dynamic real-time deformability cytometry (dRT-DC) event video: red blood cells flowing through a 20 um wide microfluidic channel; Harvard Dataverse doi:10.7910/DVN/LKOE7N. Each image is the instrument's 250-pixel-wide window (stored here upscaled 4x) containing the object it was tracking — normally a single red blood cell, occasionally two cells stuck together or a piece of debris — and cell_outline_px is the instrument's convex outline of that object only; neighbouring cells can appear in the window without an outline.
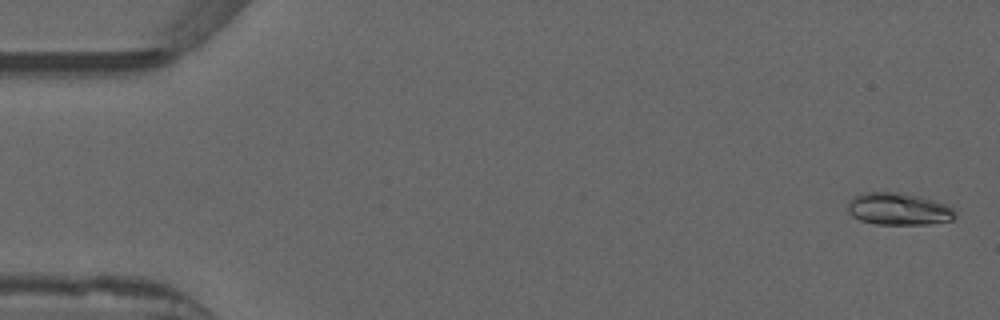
{"species": "common noctule bat (a hibernating species)", "species_latin": "Nyctalus noctula", "temperature_condition": "warm", "stored_images_in_passage": 53, "camera_frame_rate_fps": 3000, "um_per_image_px": 0.085, "animal": {"sex": "male", "forearm_length_mm": 52.5}, "frame": {"image": 1, "passage_image": 2, "time_ms": 0.333, "image_size_px": [1000, 320], "cell_outline_px": [[956, 216], [952, 220], [928, 224], [876, 224], [860, 220], [852, 216], [848, 212], [848, 200], [864, 192], [896, 192], [920, 196], [952, 204], [956, 212]], "centroid_in_image_um": [76.43, 17.76], "position_along_channel_um": 8.6, "area_um2": 20.46}}
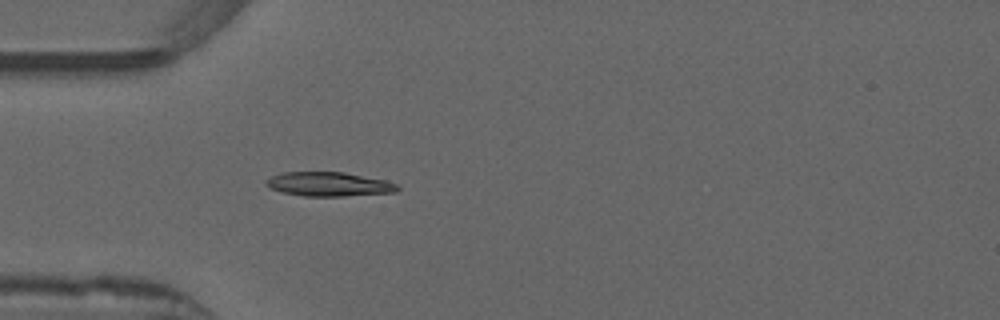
{"frame": {"image": 2, "passage_image": 16, "time_ms": 5.0, "image_size_px": [1000, 320], "cell_outline_px": [[400, 188], [396, 192], [344, 196], [304, 196], [284, 192], [272, 188], [264, 184], [264, 180], [272, 176], [284, 172], [344, 172], [388, 180], [396, 184]], "centroid_in_image_um": [27.99, 15.65], "position_along_channel_um": 57.0, "area_um2": 18.5}}
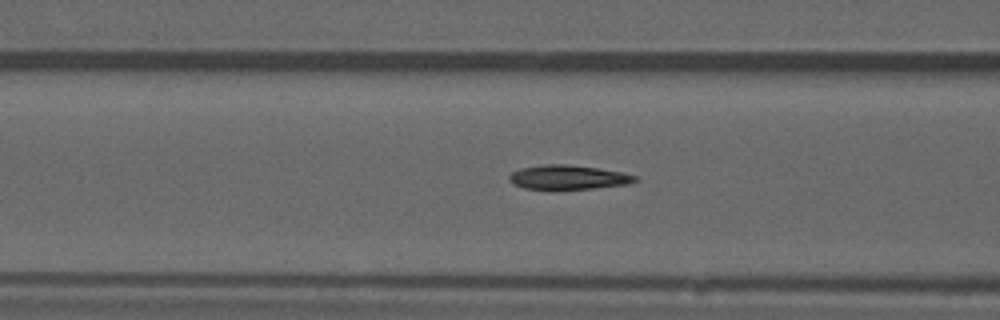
{"frame": {"image": 3, "passage_image": 21, "time_ms": 6.667, "image_size_px": [1000, 320], "cell_outline_px": [[636, 180], [628, 184], [592, 188], [552, 192], [524, 188], [512, 184], [508, 180], [508, 176], [512, 172], [520, 168], [544, 164], [568, 164], [624, 172], [636, 176]], "centroid_in_image_um": [48.2, 15.1], "position_along_channel_um": 118.4, "area_um2": 18.5}, "authors_computed_cell_mechanics": {"area_um2": 17.8602, "velocity_mm_per_s": 3.9272, "shape_relaxation_time_tau1_ms": null, "shape_relaxation_time_tau2_ms": 1.7608, "deformation_change_tau1": null, "deformation_change_tau2": 0.0696}}